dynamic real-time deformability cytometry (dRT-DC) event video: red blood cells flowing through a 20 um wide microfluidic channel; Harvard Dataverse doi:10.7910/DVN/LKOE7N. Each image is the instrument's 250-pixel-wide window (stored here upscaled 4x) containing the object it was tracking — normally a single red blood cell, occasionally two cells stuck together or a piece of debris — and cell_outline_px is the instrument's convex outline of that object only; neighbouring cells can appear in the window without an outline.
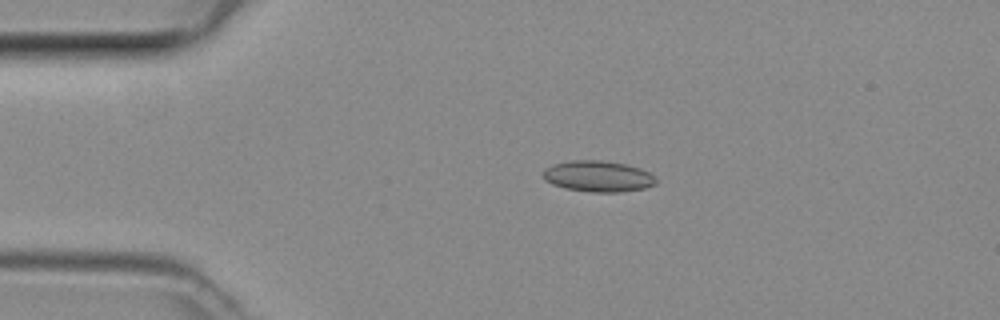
{"species": "common noctule bat (a hibernating species)", "species_latin": "Nyctalus noctula", "temperature_condition": "room temperature", "stored_images_in_passage": 36, "camera_frame_rate_fps": 3000, "um_per_image_px": 0.085, "animal": {"sex": "female", "body_mass_g": 29.2, "forearm_length_mm": 56.3}, "frame": {"image": 1, "passage_image": 2, "time_ms": 0.333, "image_size_px": [1000, 320], "cell_outline_px": [[656, 184], [644, 188], [620, 192], [592, 192], [564, 188], [552, 184], [544, 180], [544, 168], [552, 164], [572, 160], [600, 160], [624, 164], [640, 168], [656, 176]], "centroid_in_image_um": [50.83, 14.98], "position_along_channel_um": 34.2, "area_um2": 20.46}}
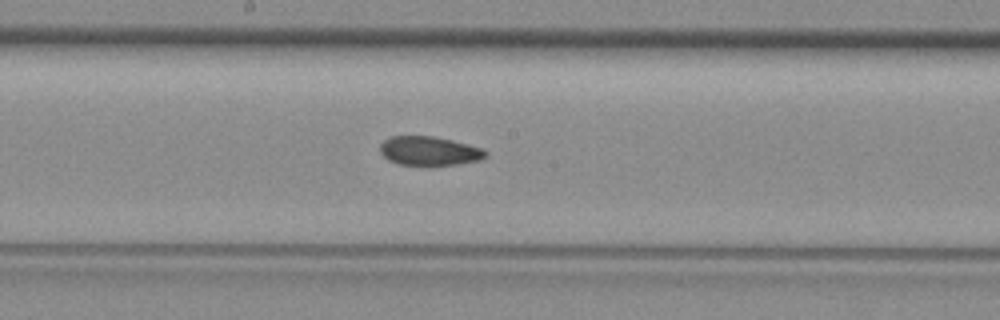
{"frame": {"image": 2, "passage_image": 17, "time_ms": 5.333, "image_size_px": [1000, 320], "cell_outline_px": [[488, 156], [480, 160], [456, 164], [400, 164], [388, 160], [380, 152], [380, 144], [384, 140], [392, 136], [432, 136], [452, 140], [468, 144], [480, 148], [488, 152]], "centroid_in_image_um": [36.49, 12.81], "position_along_channel_um": 211.7, "area_um2": 17.57}}
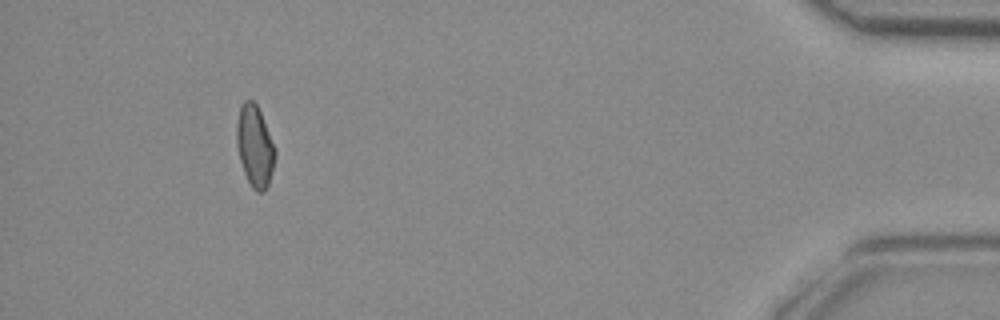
{"frame": {"image": 3, "passage_image": 36, "time_ms": 11.667, "image_size_px": [1000, 320], "cell_outline_px": [[276, 156], [272, 172], [268, 184], [264, 192], [256, 192], [252, 188], [244, 172], [240, 160], [236, 144], [236, 124], [240, 108], [244, 100], [252, 100], [256, 104], [260, 112], [276, 148]], "centroid_in_image_um": [21.66, 12.44], "position_along_channel_um": 413.5, "area_um2": 18.26}}